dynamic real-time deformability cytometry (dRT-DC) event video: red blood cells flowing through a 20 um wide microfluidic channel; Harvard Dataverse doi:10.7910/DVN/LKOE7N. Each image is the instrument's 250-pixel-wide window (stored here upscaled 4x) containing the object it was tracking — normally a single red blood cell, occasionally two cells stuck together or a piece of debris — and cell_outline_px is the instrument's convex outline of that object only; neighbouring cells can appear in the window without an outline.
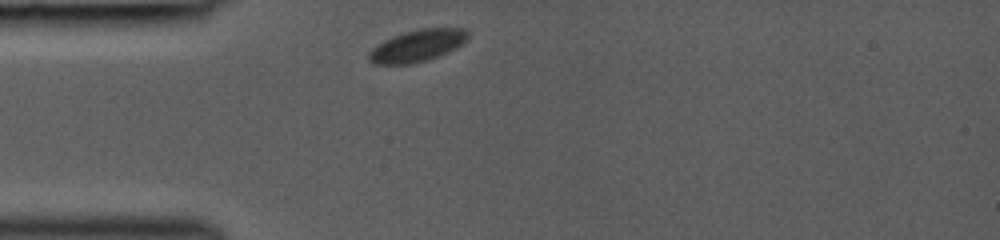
{"species": "common noctule bat (a hibernating species)", "species_latin": "Nyctalus noctula", "temperature_condition": "room temperature", "stored_images_in_passage": 14, "camera_frame_rate_fps": 3000, "um_per_image_px": 0.085, "animal": {"sex": "female", "body_mass_g": 19.0, "forearm_length_mm": 53.3}, "frame": {"image": 1, "passage_image": 1, "time_ms": 0.0, "image_size_px": [1000, 240], "cell_outline_px": [[468, 36], [456, 48], [448, 52], [412, 64], [372, 64], [368, 60], [368, 52], [376, 44], [392, 36], [404, 32], [420, 28], [464, 28], [468, 32]], "centroid_in_image_um": [35.41, 3.88], "position_along_channel_um": 49.6, "area_um2": 18.32}}
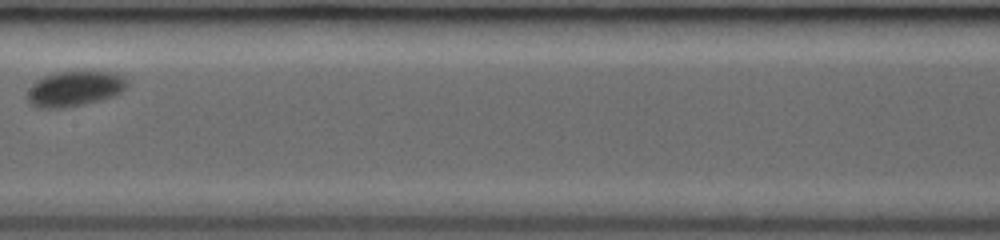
{"frame": {"image": 2, "passage_image": 7, "time_ms": 4.0, "image_size_px": [1000, 240], "cell_outline_px": [[128, 84], [120, 92], [112, 96], [100, 100], [84, 104], [64, 108], [40, 108], [28, 104], [28, 88], [36, 80], [44, 76], [56, 72], [112, 72], [124, 76], [128, 80]], "centroid_in_image_um": [6.31, 7.54], "position_along_channel_um": 201.1, "area_um2": 20.46}}
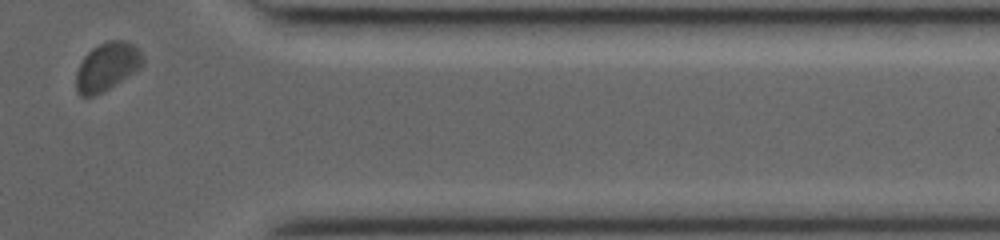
{"frame": {"image": 3, "passage_image": 14, "time_ms": 9.0, "image_size_px": [1000, 240], "cell_outline_px": [[144, 60], [140, 68], [104, 92], [92, 96], [80, 96], [76, 92], [76, 72], [84, 56], [92, 48], [108, 40], [120, 40], [132, 44], [144, 56]], "centroid_in_image_um": [9.08, 5.68], "position_along_channel_um": 402.3, "area_um2": 18.61}}